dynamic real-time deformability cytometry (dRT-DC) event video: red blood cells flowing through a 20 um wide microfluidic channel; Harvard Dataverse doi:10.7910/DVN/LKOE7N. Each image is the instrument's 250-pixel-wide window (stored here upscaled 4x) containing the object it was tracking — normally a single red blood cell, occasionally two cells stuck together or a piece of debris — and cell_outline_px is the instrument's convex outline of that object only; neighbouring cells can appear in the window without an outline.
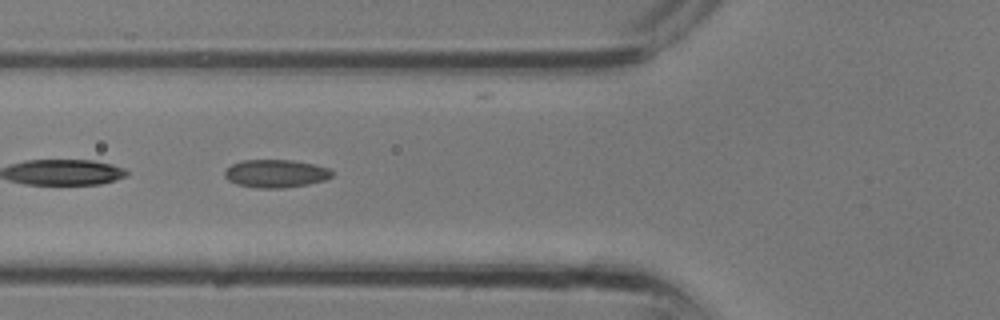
{"species": "common noctule bat (a hibernating species)", "species_latin": "Nyctalus noctula", "temperature_condition": "room temperature", "stored_images_in_passage": 26, "camera_frame_rate_fps": 3000, "um_per_image_px": 0.085, "animal": {"sex": "male", "body_mass_g": 13.3}, "frame": {"image": 1, "passage_image": 7, "time_ms": 2.0, "image_size_px": [1000, 320], "cell_outline_px": [[332, 176], [324, 180], [308, 184], [284, 188], [260, 188], [236, 184], [228, 180], [224, 176], [224, 172], [232, 164], [244, 160], [292, 160], [312, 164], [328, 168], [332, 172]], "centroid_in_image_um": [23.42, 14.75], "position_along_channel_um": 102.4, "area_um2": 17.34}}
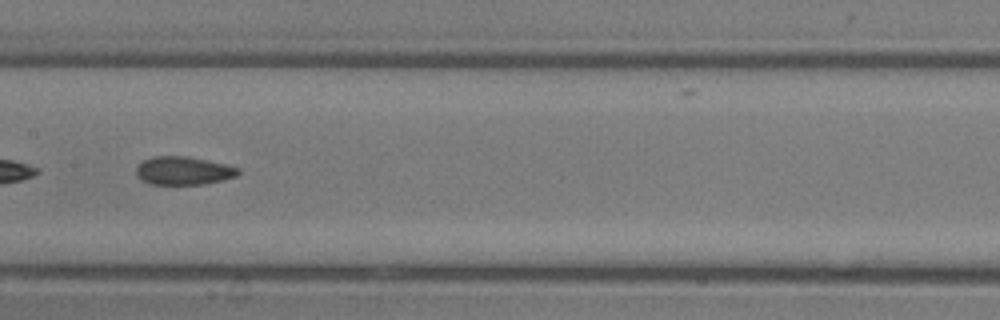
{"frame": {"image": 2, "passage_image": 11, "time_ms": 3.333, "image_size_px": [1000, 320], "cell_outline_px": [[240, 172], [236, 176], [204, 184], [152, 184], [144, 180], [136, 172], [136, 168], [144, 160], [152, 156], [188, 156], [224, 164], [240, 168]], "centroid_in_image_um": [15.61, 14.5], "position_along_channel_um": 191.8, "area_um2": 16.47}}
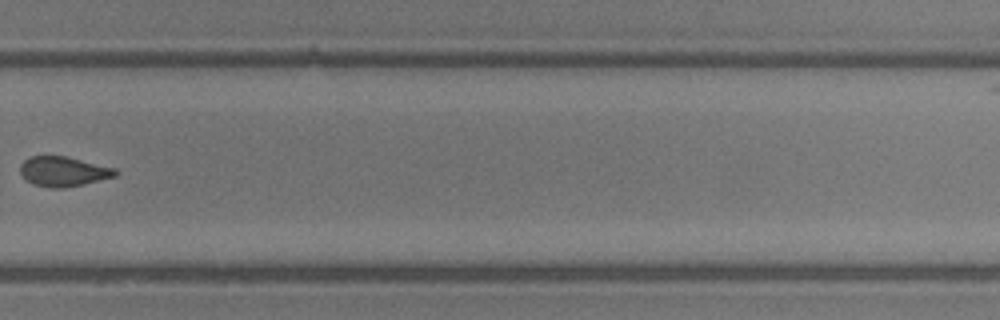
{"frame": {"image": 3, "passage_image": 17, "time_ms": 5.333, "image_size_px": [1000, 320], "cell_outline_px": [[116, 176], [64, 188], [52, 188], [36, 184], [28, 180], [20, 172], [20, 164], [28, 156], [68, 156], [116, 168]], "centroid_in_image_um": [5.39, 14.55], "position_along_channel_um": 324.4, "area_um2": 16.36}}